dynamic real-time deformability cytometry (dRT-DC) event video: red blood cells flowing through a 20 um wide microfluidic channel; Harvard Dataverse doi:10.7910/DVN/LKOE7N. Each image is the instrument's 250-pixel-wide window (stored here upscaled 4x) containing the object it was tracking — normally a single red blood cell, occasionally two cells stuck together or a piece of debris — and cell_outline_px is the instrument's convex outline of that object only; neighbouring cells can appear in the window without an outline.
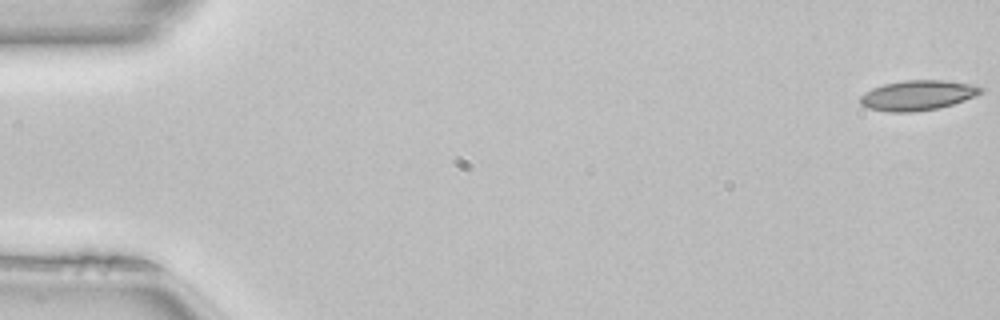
{"species": "common noctule bat (a hibernating species)", "species_latin": "Nyctalus noctula", "temperature_condition": "room temperature", "stored_images_in_passage": 51, "camera_frame_rate_fps": 3000, "um_per_image_px": 0.085, "animal": {"sex": "female", "body_mass_g": 22.7, "forearm_length_mm": 54.2}, "frame": {"image": 1, "passage_image": 1, "time_ms": 0.0, "image_size_px": [1000, 320], "cell_outline_px": [[984, 92], [976, 96], [940, 108], [912, 112], [888, 112], [868, 108], [860, 104], [860, 96], [864, 92], [872, 88], [884, 84], [904, 80], [944, 80], [968, 84], [984, 88]], "centroid_in_image_um": [77.98, 8.1], "position_along_channel_um": 7.0, "area_um2": 21.15}}
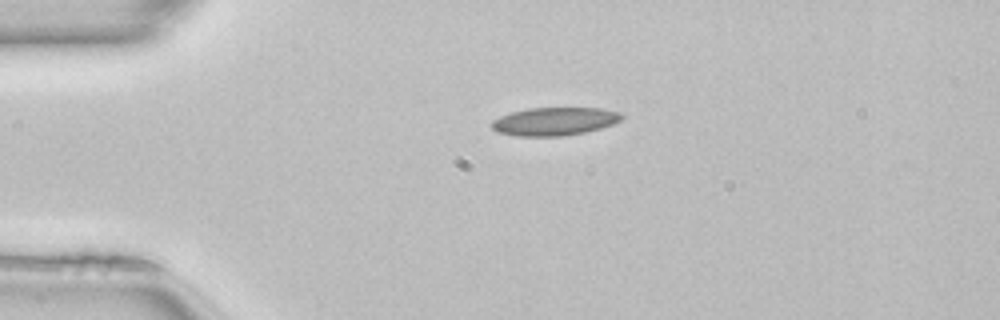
{"frame": {"image": 2, "passage_image": 12, "time_ms": 3.667, "image_size_px": [1000, 320], "cell_outline_px": [[624, 116], [620, 120], [612, 124], [600, 128], [584, 132], [564, 136], [516, 136], [496, 132], [492, 128], [492, 120], [500, 116], [512, 112], [528, 108], [604, 108], [620, 112]], "centroid_in_image_um": [47.13, 10.31], "position_along_channel_um": 37.9, "area_um2": 21.33}}
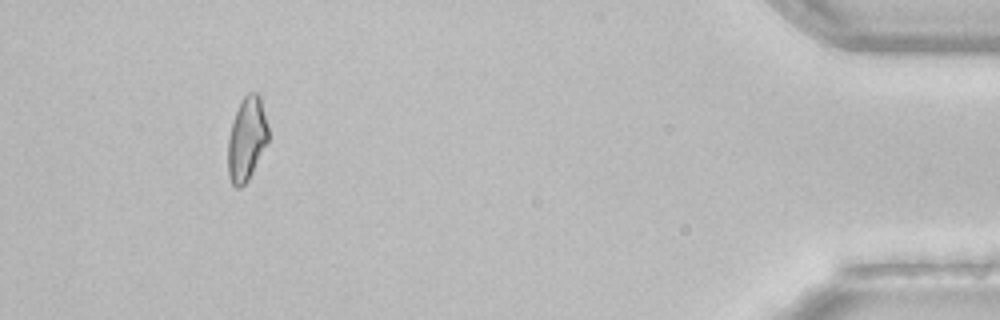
{"frame": {"image": 3, "passage_image": 47, "time_ms": 15.333, "image_size_px": [1000, 320], "cell_outline_px": [[268, 140], [248, 180], [240, 188], [236, 188], [232, 184], [228, 176], [228, 140], [232, 124], [236, 112], [244, 96], [248, 92], [256, 92], [260, 96], [268, 128]], "centroid_in_image_um": [20.96, 11.82], "position_along_channel_um": 414.2, "area_um2": 19.31}, "authors_computed_cell_mechanics": {"area_um2": 20.6346, "velocity_mm_per_s": 4.102, "shape_relaxation_time_tau1_ms": null, "shape_relaxation_time_tau2_ms": 8.2483, "deformation_change_tau1": null, "deformation_change_tau2": 0.1593}}